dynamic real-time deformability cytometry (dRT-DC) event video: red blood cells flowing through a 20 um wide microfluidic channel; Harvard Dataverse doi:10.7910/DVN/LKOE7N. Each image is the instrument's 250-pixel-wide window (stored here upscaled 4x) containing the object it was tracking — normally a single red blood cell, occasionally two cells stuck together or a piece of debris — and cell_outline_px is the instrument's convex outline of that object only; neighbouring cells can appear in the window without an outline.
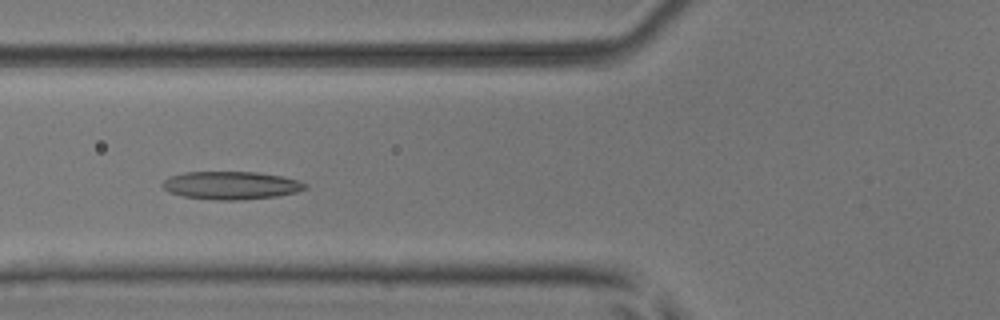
{"species": "common noctule bat (a hibernating species)", "species_latin": "Nyctalus noctula", "temperature_condition": "room temperature", "stored_images_in_passage": 8, "camera_frame_rate_fps": 3000, "um_per_image_px": 0.085, "animal": {"sex": "male", "body_mass_g": 17.9, "forearm_length_mm": 54.2}, "frame": {"image": 1, "passage_image": 5, "time_ms": 1.333, "image_size_px": [1000, 320], "cell_outline_px": [[308, 188], [296, 192], [276, 196], [240, 200], [216, 200], [184, 196], [168, 192], [160, 184], [164, 180], [172, 176], [184, 172], [256, 172], [280, 176], [300, 180], [308, 184]], "centroid_in_image_um": [19.66, 15.76], "position_along_channel_um": 106.1, "area_um2": 23.24}}
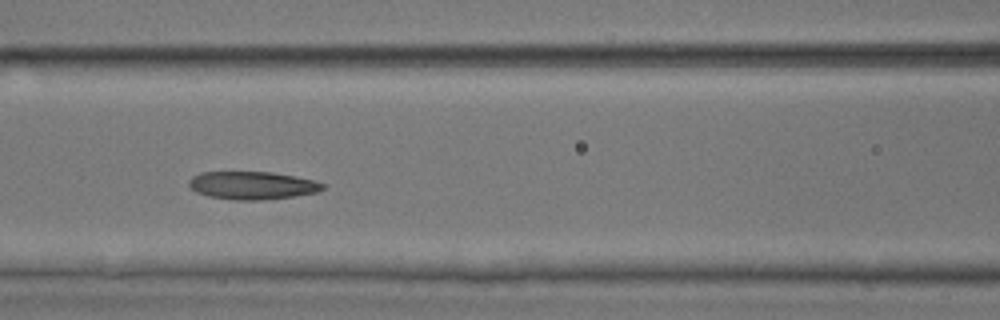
{"frame": {"image": 2, "passage_image": 6, "time_ms": 1.667, "image_size_px": [1000, 320], "cell_outline_px": [[328, 184], [324, 188], [316, 192], [292, 196], [260, 200], [232, 200], [208, 196], [196, 192], [188, 184], [188, 180], [192, 176], [200, 172], [272, 172], [316, 180]], "centroid_in_image_um": [21.44, 15.75], "position_along_channel_um": 145.2, "area_um2": 21.85}}
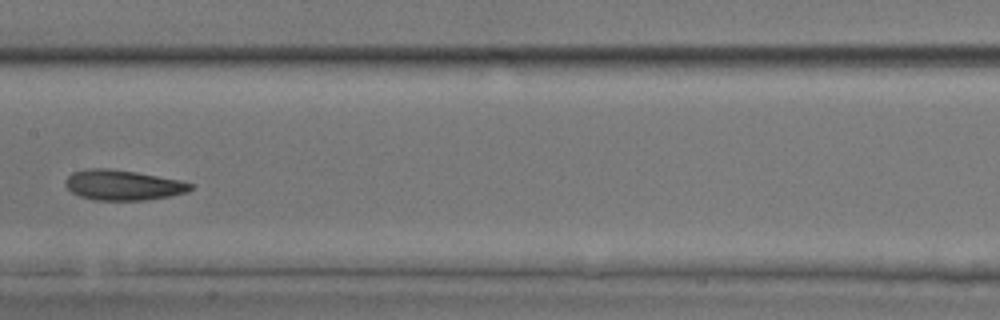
{"frame": {"image": 3, "passage_image": 7, "time_ms": 2.0, "image_size_px": [1000, 320], "cell_outline_px": [[192, 188], [188, 192], [168, 196], [144, 200], [92, 200], [80, 196], [72, 192], [64, 184], [64, 180], [72, 172], [84, 168], [108, 168], [136, 172], [180, 180], [192, 184]], "centroid_in_image_um": [10.4, 15.72], "position_along_channel_um": 197.0, "area_um2": 22.08}}